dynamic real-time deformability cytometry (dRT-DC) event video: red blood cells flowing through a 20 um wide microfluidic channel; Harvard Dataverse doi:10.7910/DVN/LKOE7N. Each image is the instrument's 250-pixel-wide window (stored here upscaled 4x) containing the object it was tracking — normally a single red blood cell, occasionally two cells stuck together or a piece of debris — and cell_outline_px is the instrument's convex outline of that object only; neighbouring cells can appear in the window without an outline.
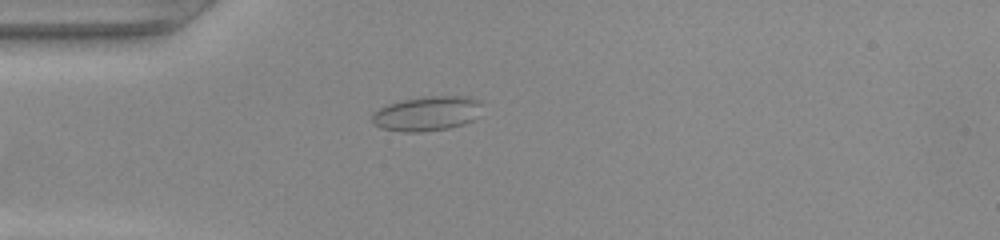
{"species": "common noctule bat (a hibernating species)", "species_latin": "Nyctalus noctula", "temperature_condition": "warm", "stored_images_in_passage": 31, "camera_frame_rate_fps": 3000, "um_per_image_px": 0.085, "animal": {"sex": "female", "body_mass_g": 22.0, "forearm_length_mm": 56.7}, "frame": {"image": 1, "passage_image": 2, "time_ms": 0.333, "image_size_px": [1000, 240], "cell_outline_px": [[480, 116], [464, 124], [448, 128], [420, 132], [404, 132], [380, 128], [372, 120], [372, 112], [388, 104], [404, 100], [424, 96], [468, 96], [476, 100], [480, 104]], "centroid_in_image_um": [36.29, 9.65], "position_along_channel_um": 48.7, "area_um2": 22.14}}
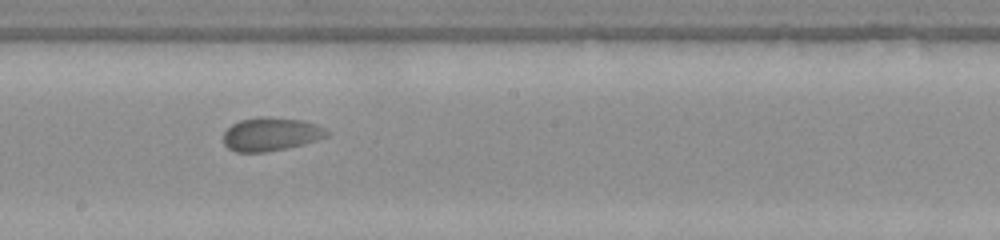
{"frame": {"image": 2, "passage_image": 16, "time_ms": 5.0, "image_size_px": [1000, 240], "cell_outline_px": [[332, 132], [328, 136], [304, 144], [264, 152], [236, 152], [228, 148], [224, 144], [224, 132], [232, 124], [240, 120], [260, 116], [268, 116], [304, 120], [316, 124]], "centroid_in_image_um": [23.05, 11.39], "position_along_channel_um": 225.2, "area_um2": 20.29}}
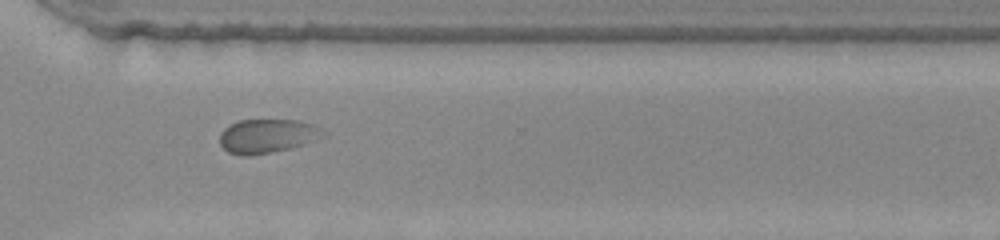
{"frame": {"image": 3, "passage_image": 25, "time_ms": 8.0, "image_size_px": [1000, 240], "cell_outline_px": [[320, 128], [304, 144], [288, 148], [248, 156], [240, 156], [228, 152], [220, 144], [220, 132], [224, 128], [240, 120], [300, 120], [312, 124]], "centroid_in_image_um": [22.52, 11.55], "position_along_channel_um": 348.1, "area_um2": 19.48}}